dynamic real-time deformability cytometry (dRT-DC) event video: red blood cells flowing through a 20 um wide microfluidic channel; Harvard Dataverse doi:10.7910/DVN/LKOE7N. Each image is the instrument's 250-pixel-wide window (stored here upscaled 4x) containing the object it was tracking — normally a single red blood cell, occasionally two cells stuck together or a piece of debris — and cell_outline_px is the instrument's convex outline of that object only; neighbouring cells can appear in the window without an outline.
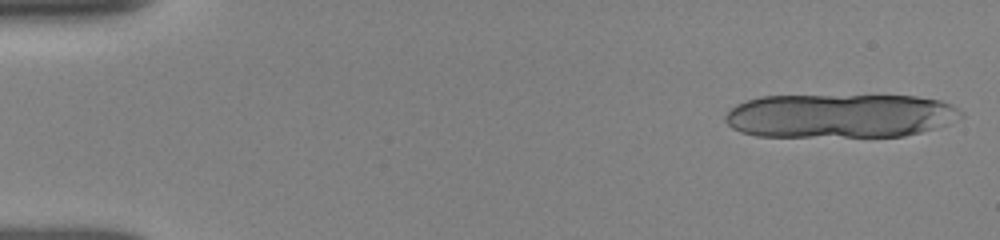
{"species": "human", "species_latin": "Homo sapiens", "temperature_condition": "room temperature", "stored_images_in_passage": 44, "camera_frame_rate_fps": 3000, "um_per_image_px": 0.085, "donor": {"sex": "female"}, "frame": {"image": 1, "passage_image": 1, "time_ms": 0.0, "image_size_px": [1000, 240], "cell_outline_px": [[964, 116], [948, 124], [920, 132], [904, 136], [756, 136], [740, 132], [732, 128], [724, 120], [724, 116], [736, 104], [744, 100], [760, 96], [916, 96], [940, 100], [952, 104], [964, 112]], "centroid_in_image_um": [71.41, 9.84], "position_along_channel_um": 13.6, "area_um2": 60.69}}
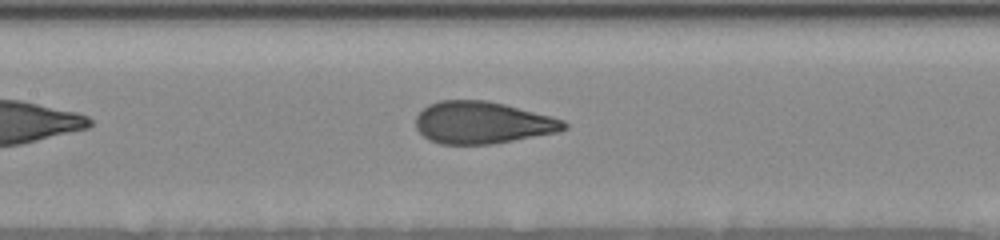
{"frame": {"image": 2, "passage_image": 22, "time_ms": 7.667, "image_size_px": [1000, 240], "cell_outline_px": [[568, 128], [560, 132], [492, 144], [440, 144], [428, 140], [416, 128], [416, 116], [428, 104], [440, 100], [484, 100], [504, 104], [552, 116], [564, 120], [568, 124]], "centroid_in_image_um": [41.03, 10.43], "position_along_channel_um": 166.4, "area_um2": 36.53}}
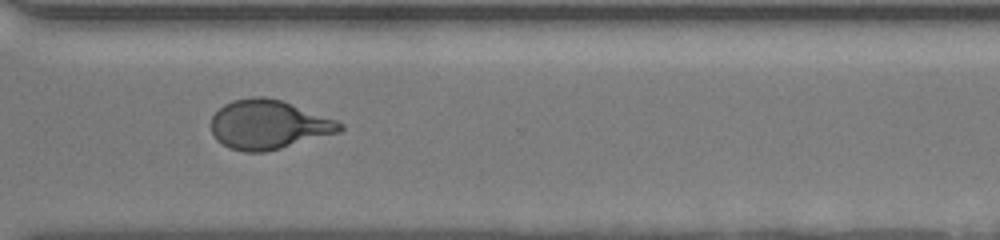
{"frame": {"image": 3, "passage_image": 35, "time_ms": 12.333, "image_size_px": [1000, 240], "cell_outline_px": [[344, 128], [340, 132], [280, 148], [264, 152], [244, 152], [228, 148], [216, 140], [212, 132], [212, 116], [224, 104], [232, 100], [252, 96], [264, 96], [280, 100], [336, 120], [344, 124]], "centroid_in_image_um": [22.8, 10.59], "position_along_channel_um": 347.8, "area_um2": 36.7}, "authors_computed_cell_mechanics": {"area_um2": 36.992, "velocity_mm_per_s": 3.8943, "shape_relaxation_time_tau1_ms": 4.6807, "shape_relaxation_time_tau2_ms": null, "deformation_change_tau1": 0.1933, "deformation_change_tau2": null}}